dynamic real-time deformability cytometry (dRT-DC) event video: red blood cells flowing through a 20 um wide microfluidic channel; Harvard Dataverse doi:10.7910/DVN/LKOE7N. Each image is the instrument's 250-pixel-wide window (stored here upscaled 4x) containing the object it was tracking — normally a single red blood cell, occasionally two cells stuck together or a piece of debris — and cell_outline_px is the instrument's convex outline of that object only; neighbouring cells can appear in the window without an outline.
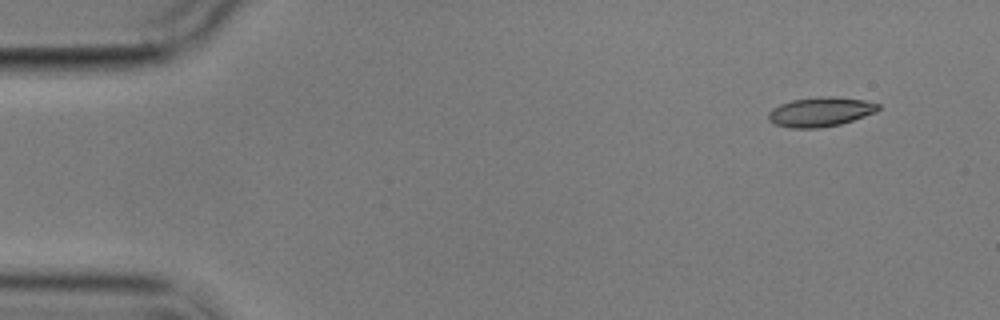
{"species": "common noctule bat (a hibernating species)", "species_latin": "Nyctalus noctula", "temperature_condition": "cold", "stored_images_in_passage": 5, "camera_frame_rate_fps": 3000, "um_per_image_px": 0.085, "animal": {"sex": "male", "body_mass_g": 17.9}, "frame": {"image": 1, "passage_image": 1, "time_ms": 0.0, "image_size_px": [1000, 320], "cell_outline_px": [[880, 108], [876, 112], [840, 124], [820, 128], [788, 128], [772, 124], [768, 120], [768, 112], [772, 108], [780, 104], [792, 100], [828, 96], [832, 96], [864, 100], [880, 104]], "centroid_in_image_um": [69.7, 9.52], "position_along_channel_um": 15.3, "area_um2": 18.9}}
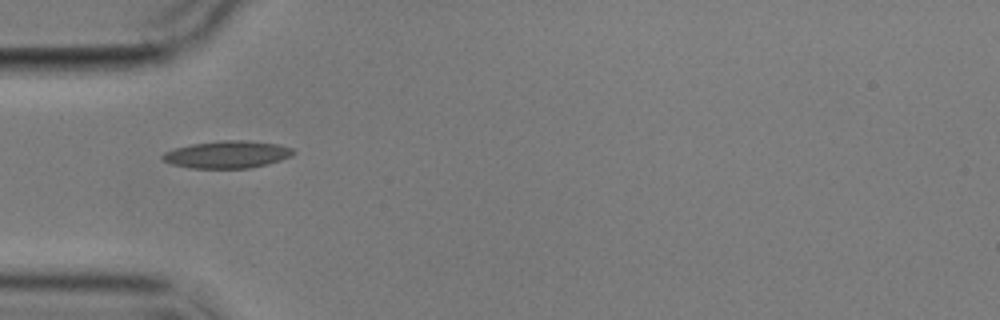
{"frame": {"image": 2, "passage_image": 3, "time_ms": 4.333, "image_size_px": [1000, 320], "cell_outline_px": [[296, 152], [292, 156], [268, 164], [252, 168], [192, 168], [172, 164], [164, 160], [160, 156], [164, 152], [176, 148], [192, 144], [220, 140], [248, 140], [280, 144], [292, 148]], "centroid_in_image_um": [19.36, 13.12], "position_along_channel_um": 65.6, "area_um2": 20.92}}
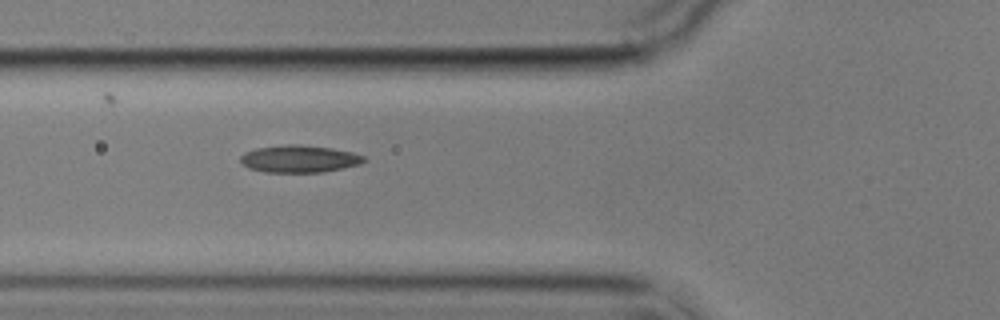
{"frame": {"image": 3, "passage_image": 4, "time_ms": 5.333, "image_size_px": [1000, 320], "cell_outline_px": [[368, 160], [360, 164], [324, 172], [264, 172], [248, 168], [240, 160], [240, 156], [244, 152], [256, 148], [288, 144], [300, 144], [332, 148], [352, 152], [364, 156]], "centroid_in_image_um": [25.45, 13.5], "position_along_channel_um": 100.4, "area_um2": 19.71}}